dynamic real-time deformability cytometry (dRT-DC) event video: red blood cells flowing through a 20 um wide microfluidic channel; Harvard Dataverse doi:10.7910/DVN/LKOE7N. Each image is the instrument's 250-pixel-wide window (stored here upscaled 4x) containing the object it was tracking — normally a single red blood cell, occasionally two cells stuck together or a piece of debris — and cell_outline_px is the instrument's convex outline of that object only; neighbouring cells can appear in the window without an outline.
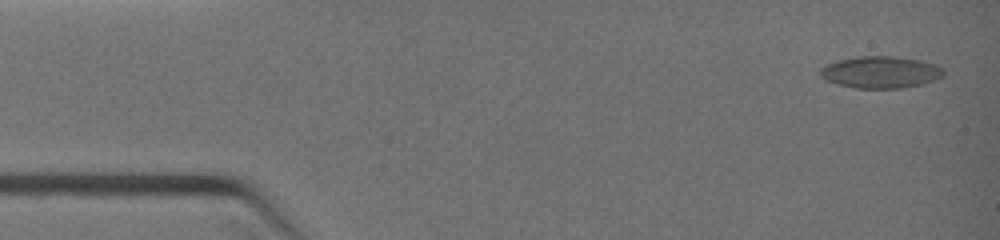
{"species": "common noctule bat (a hibernating species)", "species_latin": "Nyctalus noctula", "temperature_condition": "warm", "stored_images_in_passage": 13, "camera_frame_rate_fps": 3000, "um_per_image_px": 0.085, "animal": {"sex": "female", "body_mass_g": 19.0, "forearm_length_mm": 51.5}, "frame": {"image": 1, "passage_image": 1, "time_ms": 0.0, "image_size_px": [1000, 240], "cell_outline_px": [[944, 76], [920, 84], [900, 88], [856, 88], [836, 84], [824, 80], [820, 76], [820, 68], [828, 64], [840, 60], [860, 56], [892, 56], [920, 60], [944, 68]], "centroid_in_image_um": [74.82, 6.14], "position_along_channel_um": 10.2, "area_um2": 22.72}}